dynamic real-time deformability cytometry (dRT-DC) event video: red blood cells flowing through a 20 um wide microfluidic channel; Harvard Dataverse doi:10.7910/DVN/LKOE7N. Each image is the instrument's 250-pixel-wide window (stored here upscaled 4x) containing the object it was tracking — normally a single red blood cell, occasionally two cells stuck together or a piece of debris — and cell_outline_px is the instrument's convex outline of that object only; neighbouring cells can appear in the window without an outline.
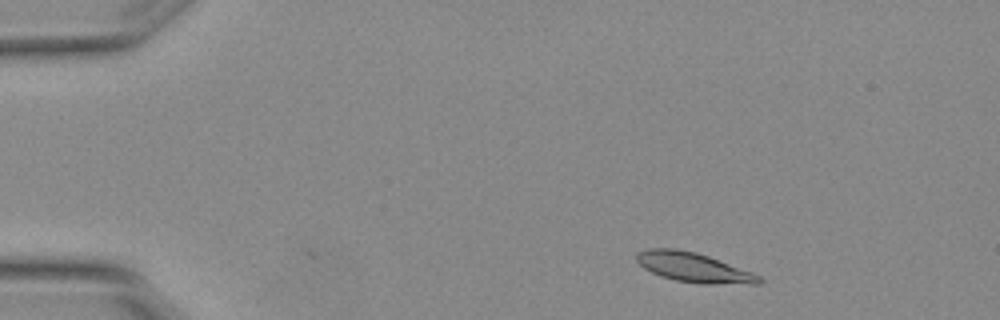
{"species": "Egyptian fruit bat (a non-hibernating species)", "species_latin": "Rousettus aegyptiacus", "temperature_condition": "warm", "stored_images_in_passage": 4, "segment_of_instrument_passage": [1, 2], "camera_frame_rate_fps": 3000, "um_per_image_px": 0.085, "animal": {"sex": "female"}, "frame": {"image": 1, "passage_image": 1, "time_ms": 0.0, "image_size_px": [1000, 320], "cell_outline_px": [[764, 280], [760, 284], [700, 284], [676, 280], [660, 276], [644, 268], [636, 260], [636, 252], [648, 248], [676, 248], [696, 252], [708, 256], [752, 272], [760, 276]], "centroid_in_image_um": [58.96, 22.73], "position_along_channel_um": 26.0, "area_um2": 21.21}}